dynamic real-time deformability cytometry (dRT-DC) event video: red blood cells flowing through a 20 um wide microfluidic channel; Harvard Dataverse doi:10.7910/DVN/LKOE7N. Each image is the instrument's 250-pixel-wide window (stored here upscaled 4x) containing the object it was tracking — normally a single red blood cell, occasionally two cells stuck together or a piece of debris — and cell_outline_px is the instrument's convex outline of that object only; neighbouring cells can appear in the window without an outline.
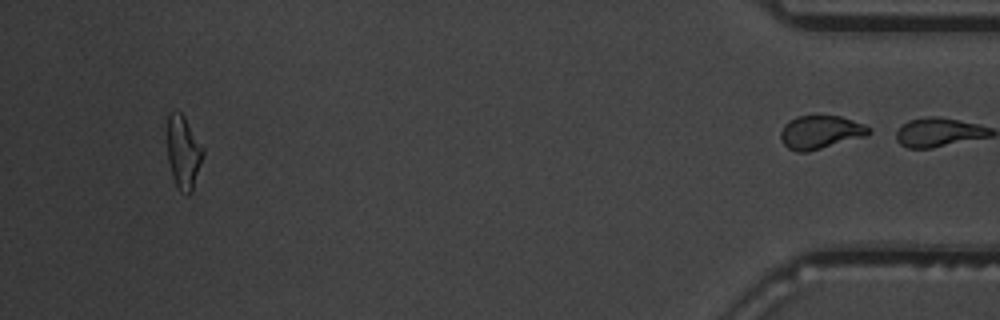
{"species": "common noctule bat (a hibernating species)", "species_latin": "Nyctalus noctula", "temperature_condition": "warm", "stored_images_in_passage": 47, "segment_of_instrument_passage": [2, 2], "camera_frame_rate_fps": 3000, "um_per_image_px": 0.085, "animal": {"sex": "male", "body_mass_g": 19.5, "forearm_length_mm": 54.6}, "frame": {"image": 1, "passage_image": 47, "time_ms": 15.333, "image_size_px": [1000, 320], "cell_outline_px": [[872, 132], [868, 136], [808, 152], [796, 152], [788, 148], [780, 140], [780, 132], [784, 124], [788, 120], [796, 116], [840, 116], [864, 124], [872, 128]], "centroid_in_image_um": [69.75, 11.24], "position_along_channel_um": 365.4, "area_um2": 17.46}}